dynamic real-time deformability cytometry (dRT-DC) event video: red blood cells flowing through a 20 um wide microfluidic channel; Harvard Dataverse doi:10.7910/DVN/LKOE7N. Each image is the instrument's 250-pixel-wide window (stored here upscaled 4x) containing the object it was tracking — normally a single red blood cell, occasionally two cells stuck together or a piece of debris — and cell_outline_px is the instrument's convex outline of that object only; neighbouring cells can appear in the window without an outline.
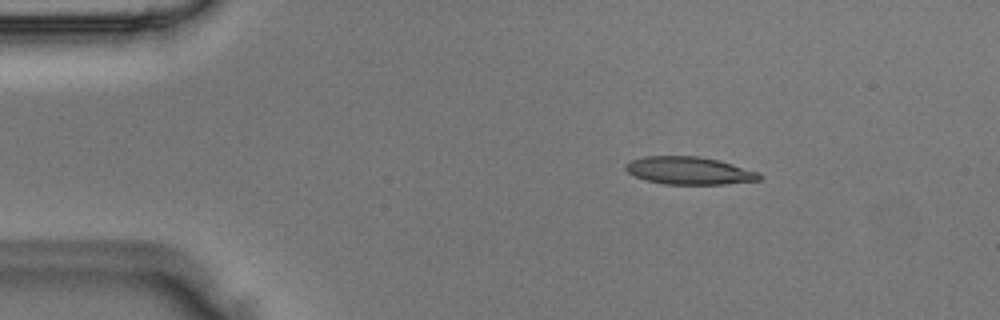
{"species": "Egyptian fruit bat (a non-hibernating species)", "species_latin": "Rousettus aegyptiacus", "temperature_condition": "room temperature", "stored_images_in_passage": 47, "camera_frame_rate_fps": 3000, "um_per_image_px": 0.085, "animal": {"sex": "male"}, "frame": {"image": 1, "passage_image": 6, "time_ms": 1.667, "image_size_px": [1000, 320], "cell_outline_px": [[760, 180], [724, 184], [664, 184], [644, 180], [628, 172], [624, 168], [624, 164], [632, 160], [644, 156], [700, 156], [732, 164], [760, 172]], "centroid_in_image_um": [58.55, 14.5], "position_along_channel_um": 26.4, "area_um2": 21.5}}
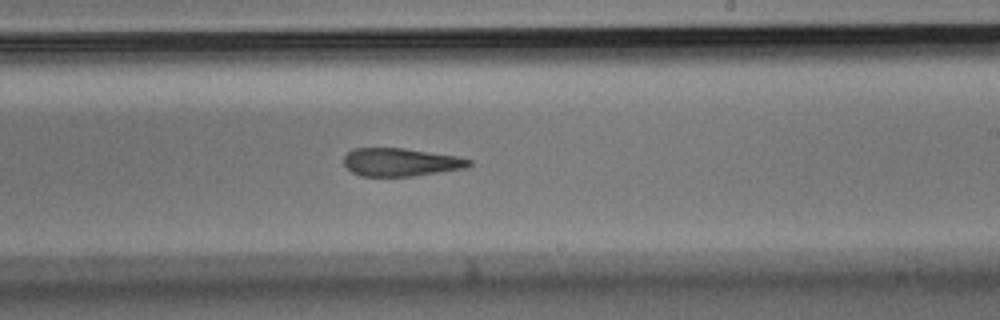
{"frame": {"image": 2, "passage_image": 27, "time_ms": 8.667, "image_size_px": [1000, 320], "cell_outline_px": [[472, 164], [468, 168], [412, 176], [360, 176], [352, 172], [344, 164], [344, 156], [352, 148], [404, 148], [456, 156], [472, 160]], "centroid_in_image_um": [34.07, 13.78], "position_along_channel_um": 254.9, "area_um2": 20.52}}
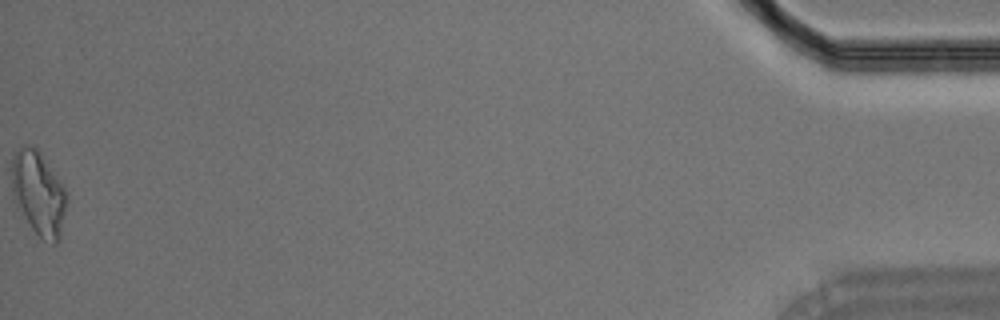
{"frame": {"image": 3, "passage_image": 47, "time_ms": 15.333, "image_size_px": [1000, 320], "cell_outline_px": [[68, 200], [60, 240], [56, 244], [52, 244], [44, 240], [32, 228], [16, 208], [12, 192], [12, 156], [20, 148], [28, 144], [32, 144], [36, 148], [68, 192]], "centroid_in_image_um": [3.29, 16.47], "position_along_channel_um": 431.9, "area_um2": 27.11}}